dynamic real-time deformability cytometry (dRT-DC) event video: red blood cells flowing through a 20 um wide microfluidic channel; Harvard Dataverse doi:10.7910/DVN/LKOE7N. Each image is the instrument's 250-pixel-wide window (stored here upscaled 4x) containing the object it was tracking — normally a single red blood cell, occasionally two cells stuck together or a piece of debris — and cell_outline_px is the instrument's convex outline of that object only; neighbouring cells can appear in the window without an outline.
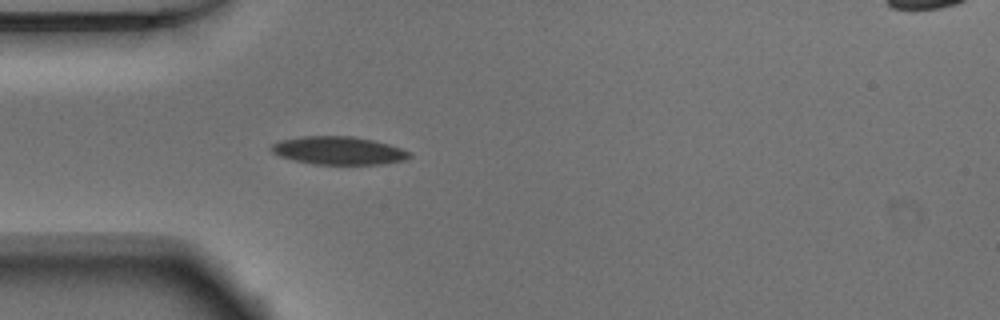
{"species": "Egyptian fruit bat (a non-hibernating species)", "species_latin": "Rousettus aegyptiacus", "temperature_condition": "warm", "stored_images_in_passage": 38, "camera_frame_rate_fps": 3000, "um_per_image_px": 0.085, "animal": {"sex": "male"}, "frame": {"image": 1, "passage_image": 1, "time_ms": 0.0, "image_size_px": [1000, 320], "cell_outline_px": [[412, 156], [404, 160], [384, 164], [316, 164], [296, 160], [280, 156], [272, 152], [268, 148], [272, 144], [280, 140], [300, 136], [352, 136], [372, 140], [388, 144], [412, 152]], "centroid_in_image_um": [28.78, 12.79], "position_along_channel_um": 56.2, "area_um2": 22.54}}
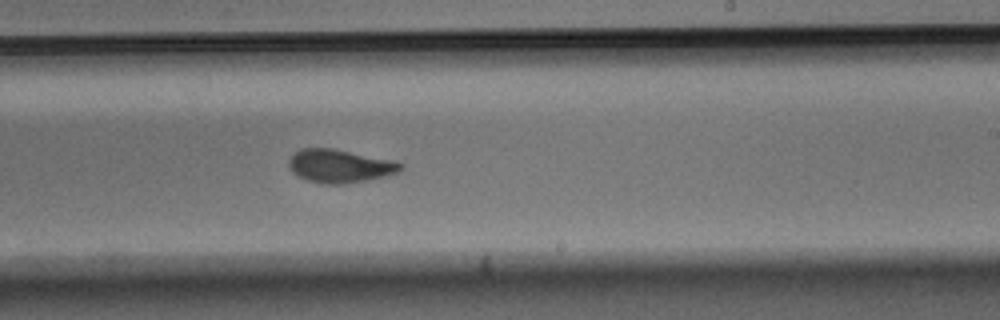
{"frame": {"image": 2, "passage_image": 17, "time_ms": 5.333, "image_size_px": [1000, 320], "cell_outline_px": [[404, 168], [400, 172], [368, 180], [344, 184], [320, 184], [308, 180], [292, 172], [288, 164], [288, 160], [300, 148], [332, 148], [392, 160], [404, 164]], "centroid_in_image_um": [28.9, 14.12], "position_along_channel_um": 260.1, "area_um2": 21.68}}
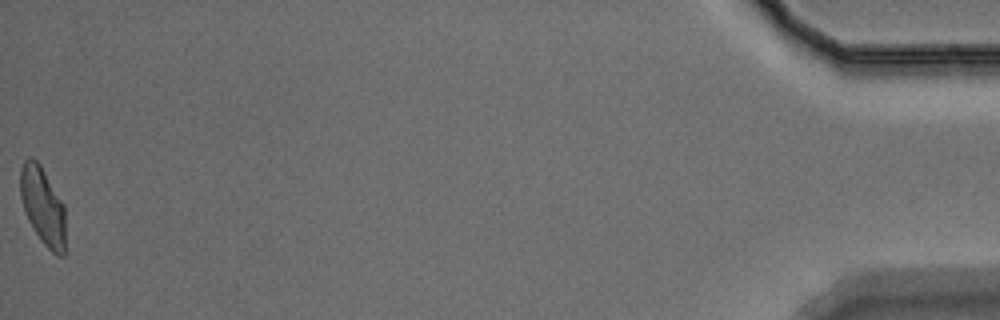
{"frame": {"image": 3, "passage_image": 38, "time_ms": 12.333, "image_size_px": [1000, 320], "cell_outline_px": [[64, 256], [56, 256], [40, 240], [28, 220], [24, 212], [20, 196], [20, 168], [24, 160], [28, 156], [32, 156], [40, 164], [64, 204]], "centroid_in_image_um": [3.61, 17.48], "position_along_channel_um": 431.6, "area_um2": 20.58}, "authors_computed_cell_mechanics": {"area_um2": 21.4727, "velocity_mm_per_s": 3.8795, "shape_relaxation_time_tau1_ms": 6.1068, "shape_relaxation_time_tau2_ms": 1.5133, "deformation_change_tau1": 0.1916, "deformation_change_tau2": 0.0695}}